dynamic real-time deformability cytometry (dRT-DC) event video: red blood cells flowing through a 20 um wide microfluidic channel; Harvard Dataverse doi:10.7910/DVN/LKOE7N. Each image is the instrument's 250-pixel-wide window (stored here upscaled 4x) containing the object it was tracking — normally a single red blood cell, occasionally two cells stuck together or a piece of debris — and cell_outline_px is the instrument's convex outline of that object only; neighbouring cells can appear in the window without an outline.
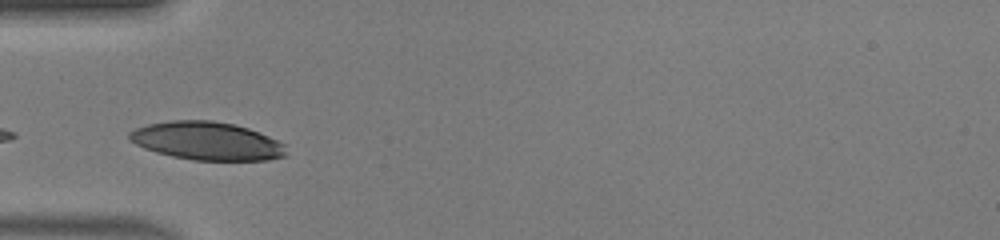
{"species": "human", "species_latin": "Homo sapiens", "temperature_condition": "warm", "stored_images_in_passage": 28, "camera_frame_rate_fps": 3000, "um_per_image_px": 0.085, "donor": {"sex": "male"}, "frame": {"image": 1, "passage_image": 1, "time_ms": 0.0, "image_size_px": [1000, 240], "cell_outline_px": [[284, 156], [268, 160], [192, 160], [172, 156], [156, 152], [144, 148], [128, 140], [128, 132], [136, 128], [148, 124], [172, 120], [212, 120], [236, 124], [248, 128], [268, 136], [284, 144]], "centroid_in_image_um": [17.54, 11.97], "position_along_channel_um": 67.5, "area_um2": 34.8}}
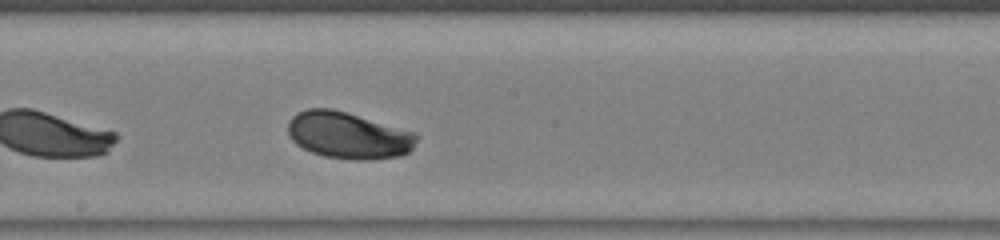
{"frame": {"image": 2, "passage_image": 12, "time_ms": 3.667, "image_size_px": [1000, 240], "cell_outline_px": [[420, 136], [412, 148], [408, 152], [400, 156], [368, 160], [356, 160], [324, 156], [312, 152], [296, 144], [292, 140], [288, 132], [288, 120], [296, 112], [308, 108], [332, 108], [348, 112], [416, 132]], "centroid_in_image_um": [29.62, 11.49], "position_along_channel_um": 218.6, "area_um2": 35.37}}
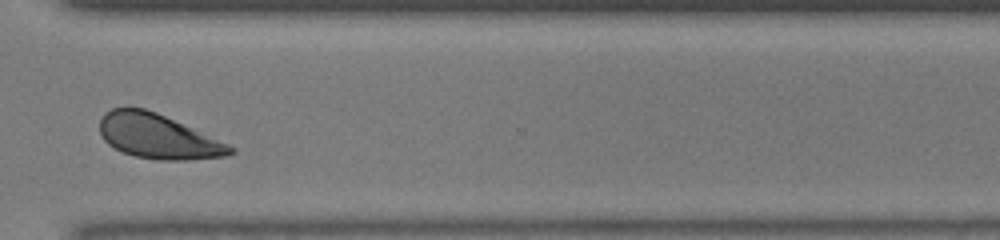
{"frame": {"image": 3, "passage_image": 22, "time_ms": 7.0, "image_size_px": [1000, 240], "cell_outline_px": [[236, 152], [224, 156], [188, 160], [160, 160], [136, 156], [124, 152], [108, 144], [104, 140], [100, 132], [100, 120], [104, 112], [112, 108], [144, 108], [156, 112], [228, 144], [236, 148]], "centroid_in_image_um": [13.41, 11.59], "position_along_channel_um": 357.2, "area_um2": 33.47}, "authors_computed_cell_mechanics": {"area_um2": 34.1887, "velocity_mm_per_s": 4.1568, "shape_relaxation_time_tau1_ms": 1.2495, "shape_relaxation_time_tau2_ms": null, "deformation_change_tau1": 0.0831, "deformation_change_tau2": null}}